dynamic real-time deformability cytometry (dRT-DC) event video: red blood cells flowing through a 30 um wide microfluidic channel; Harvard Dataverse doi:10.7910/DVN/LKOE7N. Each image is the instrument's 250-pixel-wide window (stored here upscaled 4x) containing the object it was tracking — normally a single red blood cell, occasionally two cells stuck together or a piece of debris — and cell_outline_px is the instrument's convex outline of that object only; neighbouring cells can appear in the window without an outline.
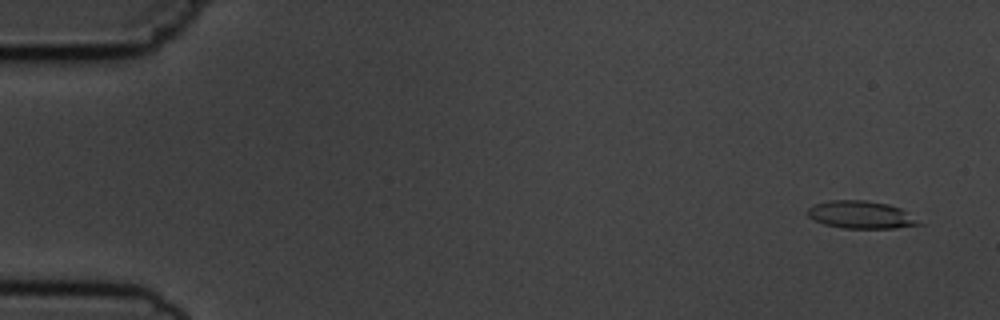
{"species": "common noctule bat (a hibernating species)", "species_latin": "Nyctalus noctula", "temperature_condition": "cold", "stored_images_in_passage": 10, "camera_frame_rate_fps": 3000, "um_per_image_px": 0.085, "animal": {"sex": "male", "body_mass_g": 19.5, "forearm_length_mm": 54.6}, "frame": {"image": 1, "passage_image": 1, "time_ms": 0.0, "image_size_px": [1000, 320], "cell_outline_px": [[924, 224], [896, 228], [844, 228], [824, 224], [808, 216], [808, 208], [816, 204], [832, 200], [864, 200], [888, 204], [900, 208]], "centroid_in_image_um": [73.2, 18.26], "position_along_channel_um": 11.8, "area_um2": 17.63}}
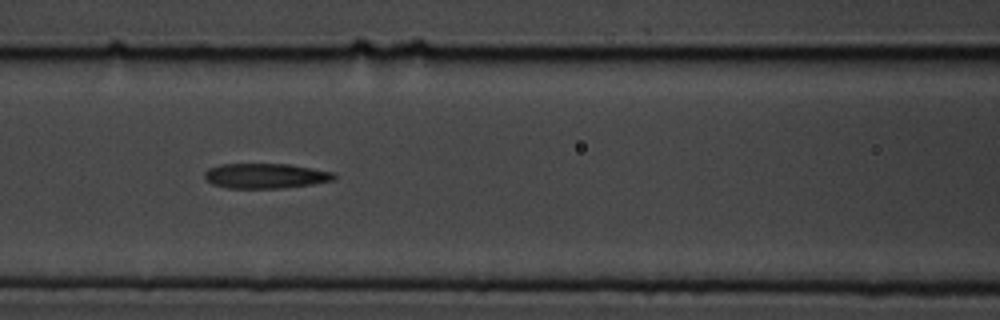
{"frame": {"image": 2, "passage_image": 7, "time_ms": 7.0, "image_size_px": [1000, 320], "cell_outline_px": [[336, 176], [332, 180], [312, 184], [280, 188], [228, 188], [212, 184], [204, 176], [204, 172], [208, 168], [220, 164], [288, 164], [336, 172]], "centroid_in_image_um": [22.56, 14.94], "position_along_channel_um": 144.0, "area_um2": 18.84}}
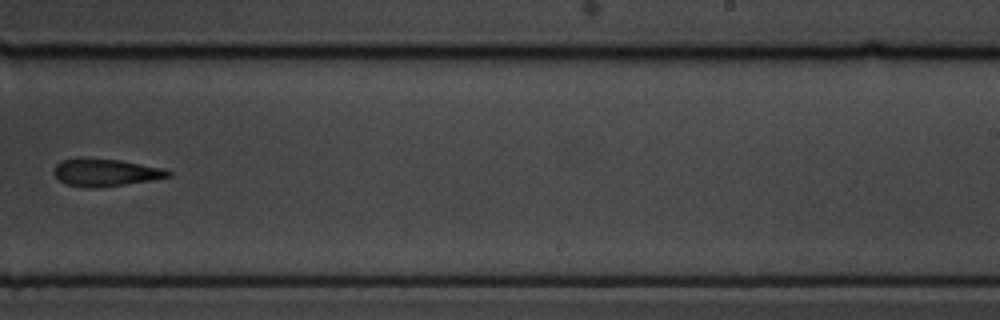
{"frame": {"image": 3, "passage_image": 10, "time_ms": 10.667, "image_size_px": [1000, 320], "cell_outline_px": [[172, 176], [152, 180], [96, 188], [84, 188], [64, 184], [52, 172], [52, 168], [60, 160], [84, 156], [120, 160], [160, 168], [172, 172]], "centroid_in_image_um": [8.87, 14.64], "position_along_channel_um": 280.1, "area_um2": 18.67}}